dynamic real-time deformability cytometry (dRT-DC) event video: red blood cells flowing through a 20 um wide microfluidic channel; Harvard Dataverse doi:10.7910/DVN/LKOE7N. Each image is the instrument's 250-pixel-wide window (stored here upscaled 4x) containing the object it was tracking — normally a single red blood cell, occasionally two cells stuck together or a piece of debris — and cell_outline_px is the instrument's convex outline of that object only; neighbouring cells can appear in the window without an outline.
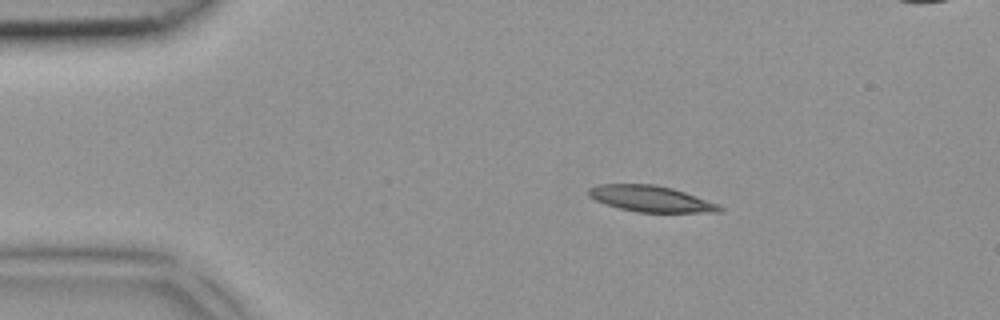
{"species": "common noctule bat (a hibernating species)", "species_latin": "Nyctalus noctula", "temperature_condition": "room temperature", "stored_images_in_passage": 4, "camera_frame_rate_fps": 3000, "um_per_image_px": 0.085, "animal": {"sex": "female", "body_mass_g": 18.4}, "frame": {"image": 1, "passage_image": 2, "time_ms": 0.333, "image_size_px": [1000, 320], "cell_outline_px": [[724, 212], [636, 212], [604, 204], [588, 196], [588, 188], [600, 184], [652, 184], [672, 188], [720, 204], [724, 208]], "centroid_in_image_um": [55.34, 16.9], "position_along_channel_um": 29.7, "area_um2": 19.94}}